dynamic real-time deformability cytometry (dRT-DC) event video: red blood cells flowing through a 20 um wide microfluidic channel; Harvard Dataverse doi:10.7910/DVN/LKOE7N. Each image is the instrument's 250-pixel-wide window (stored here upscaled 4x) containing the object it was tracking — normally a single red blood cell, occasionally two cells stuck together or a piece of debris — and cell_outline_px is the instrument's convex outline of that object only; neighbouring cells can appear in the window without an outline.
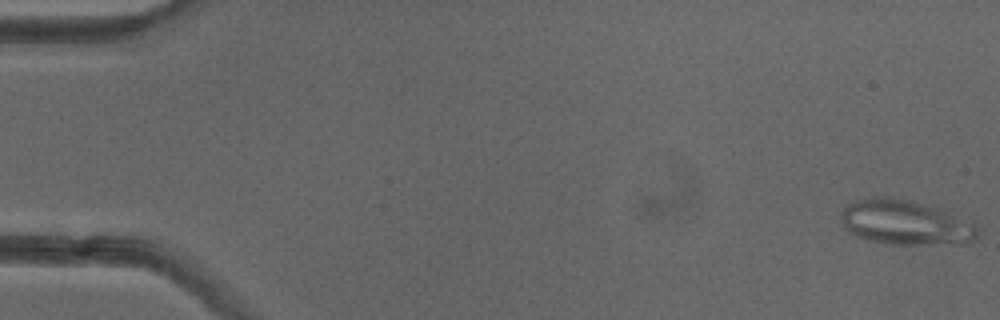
{"species": "common noctule bat (a hibernating species)", "species_latin": "Nyctalus noctula", "temperature_condition": "cold", "stored_images_in_passage": 52, "camera_frame_rate_fps": 3000, "um_per_image_px": 0.085, "animal": {"sex": "female"}, "frame": {"image": 1, "passage_image": 1, "time_ms": 0.0, "image_size_px": [1000, 320], "cell_outline_px": [[976, 240], [968, 244], [888, 244], [868, 240], [856, 236], [844, 228], [840, 220], [840, 212], [848, 204], [856, 200], [872, 196], [888, 196], [908, 200], [936, 208], [972, 224], [976, 228]], "centroid_in_image_um": [76.86, 18.93], "position_along_channel_um": 8.1, "area_um2": 35.37}}
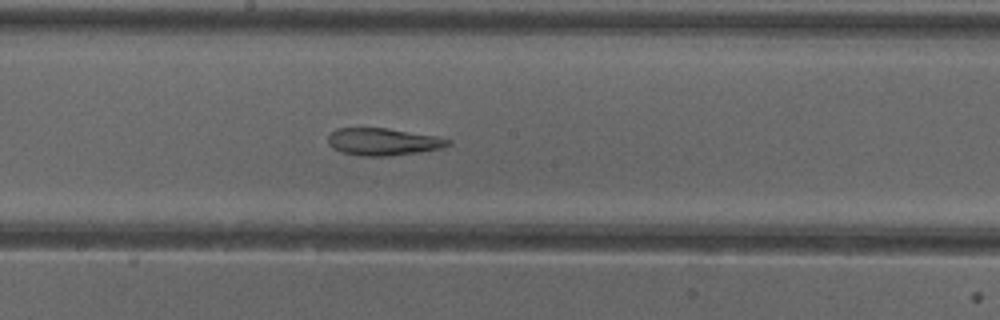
{"frame": {"image": 2, "passage_image": 28, "time_ms": 9.0, "image_size_px": [1000, 320], "cell_outline_px": [[452, 144], [444, 148], [388, 156], [360, 156], [340, 152], [332, 148], [328, 144], [328, 136], [336, 128], [388, 128], [440, 136], [452, 140]], "centroid_in_image_um": [32.6, 12.04], "position_along_channel_um": 215.6, "area_um2": 19.36}}
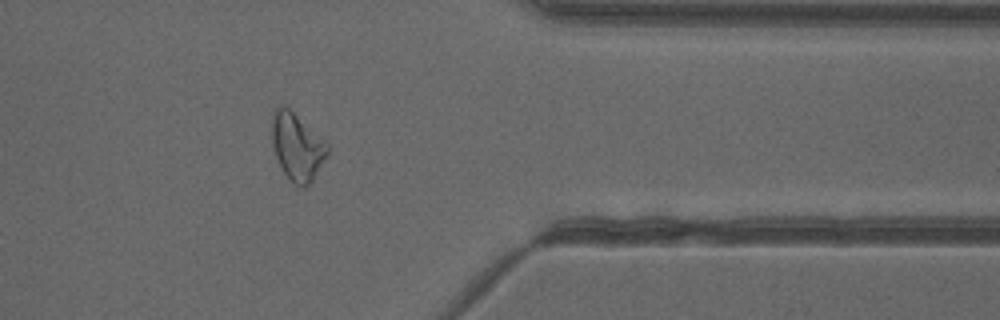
{"frame": {"image": 3, "passage_image": 42, "time_ms": 13.667, "image_size_px": [1000, 320], "cell_outline_px": [[328, 152], [312, 180], [304, 188], [296, 184], [284, 172], [276, 156], [272, 144], [272, 112], [276, 108], [284, 104], [324, 140], [328, 144]], "centroid_in_image_um": [25.23, 12.44], "position_along_channel_um": 386.2, "area_um2": 21.15}, "authors_computed_cell_mechanics": {"area_um2": 23.2067, "velocity_mm_per_s": 3.9831, "shape_relaxation_time_tau1_ms": null, "shape_relaxation_time_tau2_ms": 3.3504, "deformation_change_tau1": null, "deformation_change_tau2": 0.1278}}